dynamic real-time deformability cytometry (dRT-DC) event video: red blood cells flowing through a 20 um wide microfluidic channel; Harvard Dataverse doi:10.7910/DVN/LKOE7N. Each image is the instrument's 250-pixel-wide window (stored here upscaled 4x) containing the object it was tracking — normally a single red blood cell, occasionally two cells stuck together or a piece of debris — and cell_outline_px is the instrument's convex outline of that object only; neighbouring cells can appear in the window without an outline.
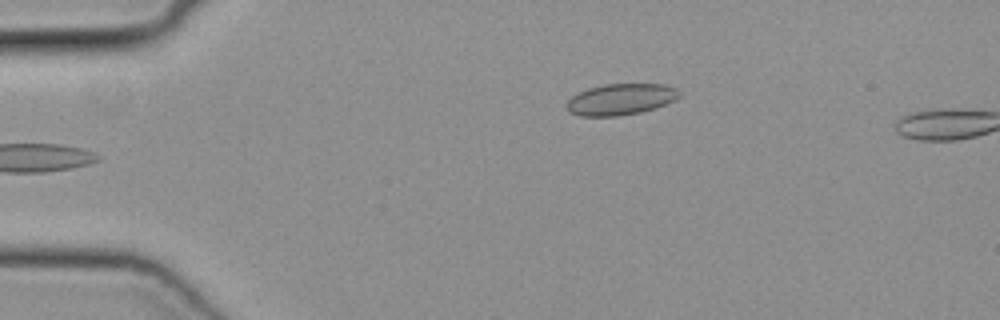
{"species": "common noctule bat (a hibernating species)", "species_latin": "Nyctalus noctula", "temperature_condition": "cold", "stored_images_in_passage": 4, "camera_frame_rate_fps": 3000, "um_per_image_px": 0.085, "animal": {"sex": "female", "body_mass_g": 19.3, "forearm_length_mm": 54.1}, "frame": {"image": 1, "passage_image": 1, "time_ms": 0.0, "image_size_px": [1000, 320], "cell_outline_px": [[680, 96], [656, 108], [640, 112], [616, 116], [580, 116], [568, 112], [564, 104], [572, 96], [588, 88], [604, 84], [664, 84], [676, 88], [680, 92]], "centroid_in_image_um": [52.71, 8.44], "position_along_channel_um": 32.3, "area_um2": 20.52}}